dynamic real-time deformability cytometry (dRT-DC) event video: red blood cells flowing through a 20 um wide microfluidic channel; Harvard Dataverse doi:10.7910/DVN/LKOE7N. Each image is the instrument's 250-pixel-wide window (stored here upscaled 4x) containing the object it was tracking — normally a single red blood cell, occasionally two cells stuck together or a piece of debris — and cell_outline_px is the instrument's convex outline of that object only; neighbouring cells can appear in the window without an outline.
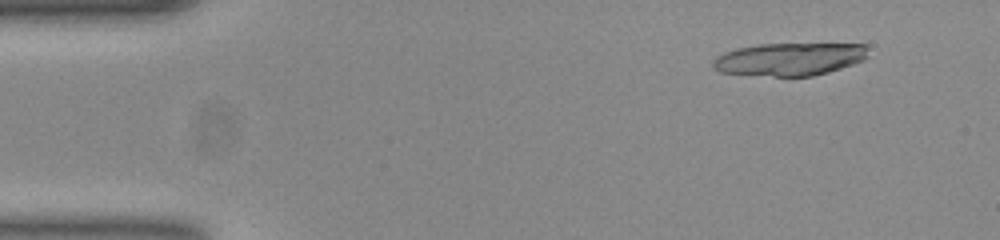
{"species": "common noctule bat (a hibernating species)", "species_latin": "Nyctalus noctula", "temperature_condition": "room temperature", "stored_images_in_passage": 17, "camera_frame_rate_fps": 3000, "um_per_image_px": 0.085, "animal": {"sex": "female", "body_mass_g": 23.0, "forearm_length_mm": 53.4}, "frame": {"image": 1, "passage_image": 5, "time_ms": 1.333, "image_size_px": [1000, 240], "cell_outline_px": [[868, 56], [864, 60], [828, 72], [812, 76], [772, 76], [720, 72], [712, 68], [712, 60], [716, 56], [724, 52], [736, 48], [760, 44], [864, 44]], "centroid_in_image_um": [67.06, 5.03], "position_along_channel_um": 17.9, "area_um2": 29.59}}